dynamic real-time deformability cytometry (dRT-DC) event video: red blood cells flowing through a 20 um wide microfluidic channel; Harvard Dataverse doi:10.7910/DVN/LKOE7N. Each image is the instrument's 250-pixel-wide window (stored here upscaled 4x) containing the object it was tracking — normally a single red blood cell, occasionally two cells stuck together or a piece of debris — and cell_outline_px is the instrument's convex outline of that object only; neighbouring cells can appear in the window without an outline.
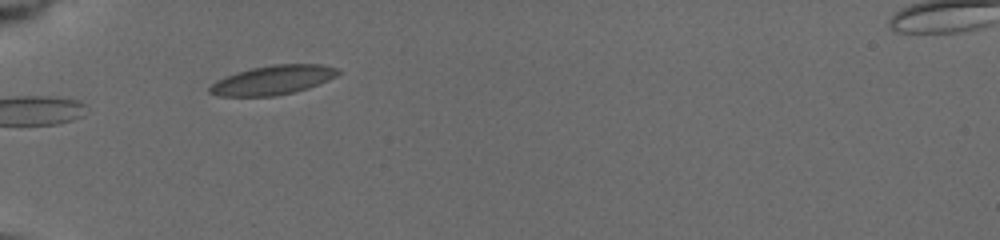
{"species": "common noctule bat (a hibernating species)", "species_latin": "Nyctalus noctula", "temperature_condition": "cold", "stored_images_in_passage": 2, "camera_frame_rate_fps": 3000, "um_per_image_px": 0.085, "animal": {"sex": "female", "body_mass_g": 19.5, "forearm_length_mm": 54.1}, "frame": {"image": 1, "passage_image": 1, "time_ms": 0.0, "image_size_px": [1000, 240], "cell_outline_px": [[340, 72], [336, 76], [328, 80], [308, 88], [292, 92], [272, 96], [220, 96], [208, 92], [208, 88], [216, 80], [224, 76], [236, 72], [252, 68], [272, 64], [320, 64], [336, 68]], "centroid_in_image_um": [23.15, 6.8], "position_along_channel_um": 61.8, "area_um2": 21.73}}